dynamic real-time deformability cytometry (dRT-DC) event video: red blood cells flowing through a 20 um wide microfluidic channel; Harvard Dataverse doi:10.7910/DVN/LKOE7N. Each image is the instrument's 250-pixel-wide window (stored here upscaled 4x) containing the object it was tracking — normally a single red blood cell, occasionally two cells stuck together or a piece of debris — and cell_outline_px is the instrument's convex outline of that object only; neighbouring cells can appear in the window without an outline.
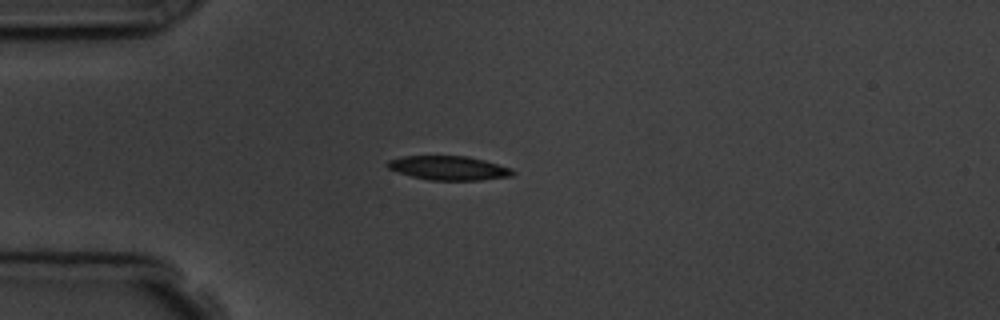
{"species": "common noctule bat (a hibernating species)", "species_latin": "Nyctalus noctula", "temperature_condition": "room temperature", "stored_images_in_passage": 5, "camera_frame_rate_fps": 3000, "um_per_image_px": 0.085, "animal": {"sex": "male", "body_mass_g": 19.5, "forearm_length_mm": 54.6}, "frame": {"image": 1, "passage_image": 5, "time_ms": 4.667, "image_size_px": [1000, 320], "cell_outline_px": [[516, 172], [512, 176], [480, 180], [428, 180], [412, 176], [388, 168], [384, 164], [388, 160], [400, 156], [468, 156], [484, 160], [512, 168]], "centroid_in_image_um": [38.14, 14.27], "position_along_channel_um": 46.9, "area_um2": 17.63}}